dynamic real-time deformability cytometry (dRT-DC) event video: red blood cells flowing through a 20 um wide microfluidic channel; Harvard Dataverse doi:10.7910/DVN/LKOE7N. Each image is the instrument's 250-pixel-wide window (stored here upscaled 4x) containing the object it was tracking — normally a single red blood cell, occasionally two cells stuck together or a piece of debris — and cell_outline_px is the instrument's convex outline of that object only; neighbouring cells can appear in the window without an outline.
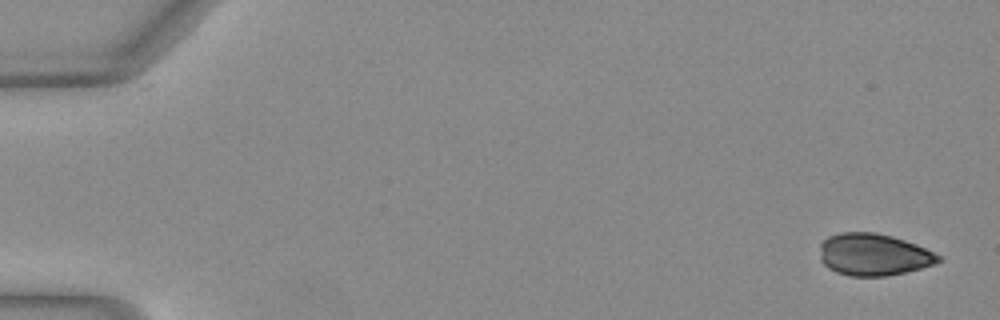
{"species": "Egyptian fruit bat (a non-hibernating species)", "species_latin": "Rousettus aegyptiacus", "temperature_condition": "warm", "stored_images_in_passage": 50, "camera_frame_rate_fps": 3000, "um_per_image_px": 0.085, "animal": {"sex": "female"}, "frame": {"image": 1, "passage_image": 1, "time_ms": 0.0, "image_size_px": [1000, 320], "cell_outline_px": [[944, 260], [936, 264], [904, 272], [884, 276], [848, 276], [836, 272], [828, 268], [820, 260], [820, 244], [828, 236], [840, 232], [876, 232], [892, 236], [916, 244], [940, 256]], "centroid_in_image_um": [74.23, 21.64], "position_along_channel_um": 10.8, "area_um2": 29.13}}
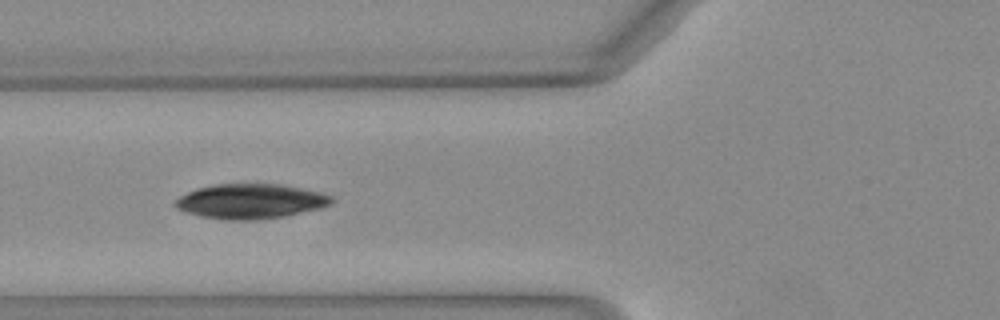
{"frame": {"image": 2, "passage_image": 19, "time_ms": 6.0, "image_size_px": [1000, 320], "cell_outline_px": [[336, 200], [332, 204], [320, 208], [284, 216], [256, 220], [224, 220], [200, 216], [176, 208], [172, 204], [180, 196], [196, 188], [216, 184], [280, 184], [320, 192], [332, 196]], "centroid_in_image_um": [21.3, 17.11], "position_along_channel_um": 104.5, "area_um2": 31.73}}
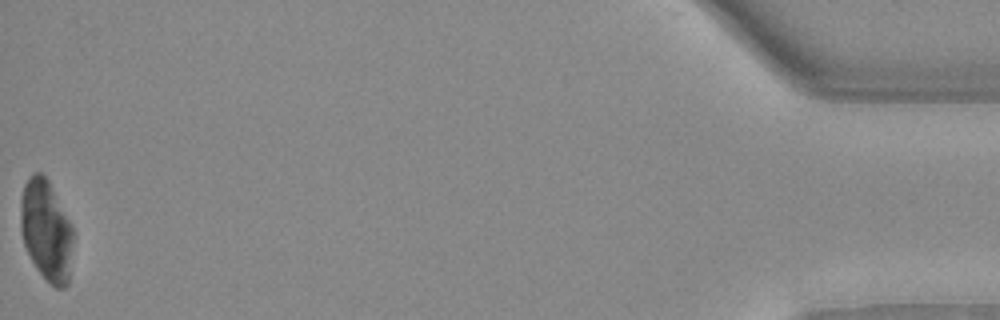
{"frame": {"image": 3, "passage_image": 50, "time_ms": 16.333, "image_size_px": [1000, 320], "cell_outline_px": [[72, 244], [68, 284], [64, 288], [56, 288], [36, 268], [24, 244], [20, 232], [20, 200], [24, 184], [28, 176], [32, 172], [40, 172], [48, 180], [72, 224]], "centroid_in_image_um": [3.91, 19.54], "position_along_channel_um": 431.3, "area_um2": 30.87}}